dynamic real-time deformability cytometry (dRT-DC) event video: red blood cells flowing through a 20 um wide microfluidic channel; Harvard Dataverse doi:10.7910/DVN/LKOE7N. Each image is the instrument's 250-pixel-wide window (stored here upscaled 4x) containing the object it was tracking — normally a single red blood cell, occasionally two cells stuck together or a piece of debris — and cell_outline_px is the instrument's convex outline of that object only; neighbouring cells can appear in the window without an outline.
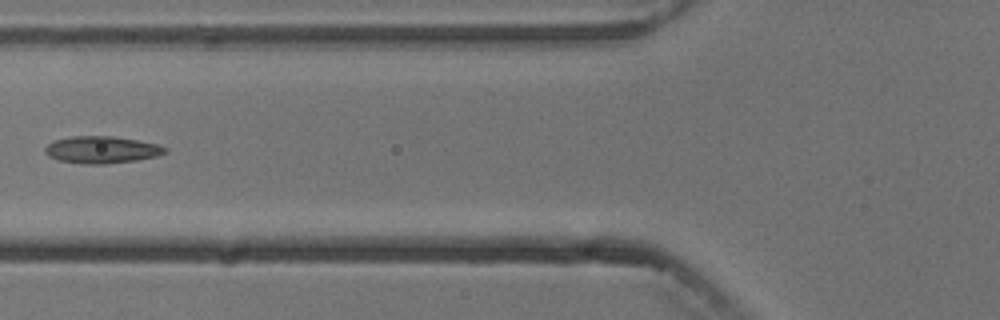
{"species": "common noctule bat (a hibernating species)", "species_latin": "Nyctalus noctula", "temperature_condition": "cold", "stored_images_in_passage": 7, "camera_frame_rate_fps": 3000, "um_per_image_px": 0.085, "animal": {"sex": "male", "body_mass_g": 13.3}, "frame": {"image": 1, "passage_image": 5, "time_ms": 5.667, "image_size_px": [1000, 320], "cell_outline_px": [[168, 148], [164, 152], [156, 156], [136, 160], [104, 164], [80, 164], [60, 160], [48, 156], [44, 152], [44, 148], [48, 144], [56, 140], [72, 136], [112, 136], [160, 144]], "centroid_in_image_um": [8.63, 12.73], "position_along_channel_um": 117.2, "area_um2": 18.84}}
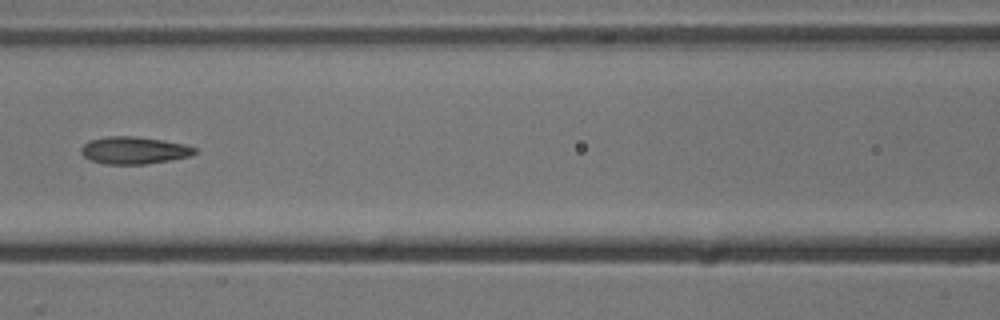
{"frame": {"image": 2, "passage_image": 6, "time_ms": 6.667, "image_size_px": [1000, 320], "cell_outline_px": [[196, 152], [192, 156], [148, 164], [104, 164], [88, 160], [80, 152], [80, 148], [88, 140], [108, 136], [136, 136], [184, 144], [196, 148]], "centroid_in_image_um": [11.36, 12.78], "position_along_channel_um": 155.2, "area_um2": 18.21}}